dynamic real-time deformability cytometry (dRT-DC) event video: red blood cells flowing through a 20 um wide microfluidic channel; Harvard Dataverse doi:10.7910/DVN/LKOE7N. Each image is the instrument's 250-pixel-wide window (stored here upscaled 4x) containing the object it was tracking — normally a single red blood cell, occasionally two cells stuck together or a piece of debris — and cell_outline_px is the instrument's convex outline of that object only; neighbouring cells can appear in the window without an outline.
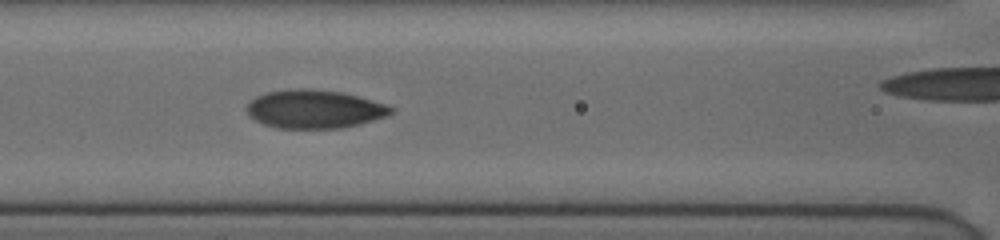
{"species": "human", "species_latin": "Homo sapiens", "temperature_condition": "cold", "stored_images_in_passage": 13, "camera_frame_rate_fps": 3000, "um_per_image_px": 0.085, "donor": {"sex": "female"}, "frame": {"image": 1, "passage_image": 8, "time_ms": 3.0, "image_size_px": [1000, 240], "cell_outline_px": [[396, 112], [388, 116], [360, 124], [340, 128], [276, 128], [264, 124], [248, 116], [244, 108], [256, 96], [268, 92], [288, 88], [308, 88], [344, 92], [384, 104], [396, 108]], "centroid_in_image_um": [26.73, 9.27], "position_along_channel_um": 139.9, "area_um2": 32.66}}
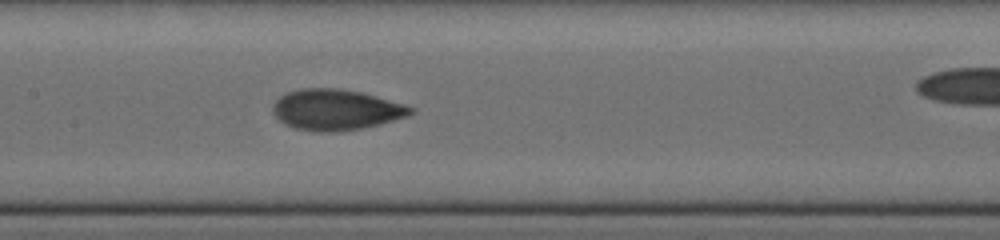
{"frame": {"image": 2, "passage_image": 10, "time_ms": 4.0, "image_size_px": [1000, 240], "cell_outline_px": [[416, 108], [408, 116], [380, 124], [360, 128], [336, 132], [320, 132], [296, 128], [280, 120], [272, 112], [272, 108], [276, 100], [280, 96], [288, 92], [300, 88], [340, 88], [360, 92], [376, 96], [404, 104]], "centroid_in_image_um": [28.57, 9.32], "position_along_channel_um": 178.8, "area_um2": 32.54}}